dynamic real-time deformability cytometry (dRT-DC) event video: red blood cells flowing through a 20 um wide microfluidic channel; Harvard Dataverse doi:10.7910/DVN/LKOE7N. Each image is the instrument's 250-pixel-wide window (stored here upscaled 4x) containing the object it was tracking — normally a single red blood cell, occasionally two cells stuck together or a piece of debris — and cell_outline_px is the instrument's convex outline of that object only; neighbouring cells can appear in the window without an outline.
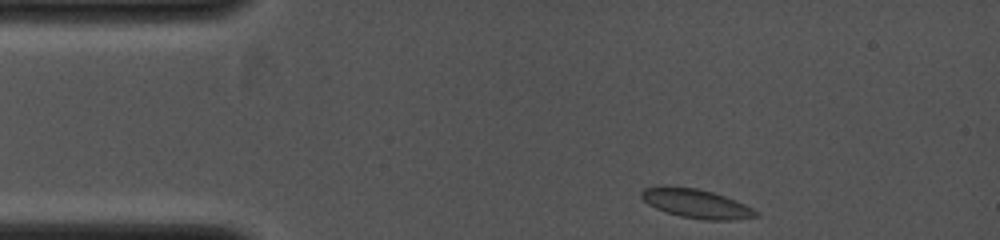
{"species": "common noctule bat (a hibernating species)", "species_latin": "Nyctalus noctula", "temperature_condition": "cold", "stored_images_in_passage": 29, "camera_frame_rate_fps": 4000, "um_per_image_px": 0.085, "animal": {"sex": "female", "body_mass_g": 19.0, "forearm_length_mm": 53.3}, "frame": {"image": 1, "passage_image": 1, "time_ms": 0.0, "image_size_px": [1000, 240], "cell_outline_px": [[760, 216], [728, 220], [704, 220], [680, 216], [656, 208], [648, 204], [640, 196], [640, 192], [644, 188], [696, 188], [712, 192], [736, 200], [752, 208]], "centroid_in_image_um": [59.22, 17.33], "position_along_channel_um": 25.8, "area_um2": 18.67}}
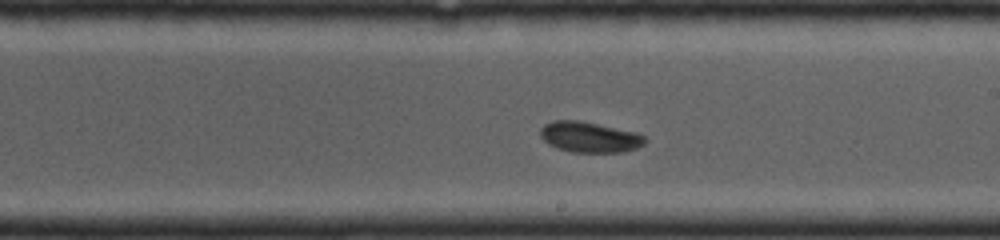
{"frame": {"image": 2, "passage_image": 18, "time_ms": 5.0, "image_size_px": [1000, 240], "cell_outline_px": [[644, 144], [636, 148], [624, 152], [572, 152], [548, 144], [540, 136], [540, 128], [544, 124], [552, 120], [580, 120], [636, 132], [644, 136]], "centroid_in_image_um": [50.08, 11.64], "position_along_channel_um": 238.9, "area_um2": 18.61}}
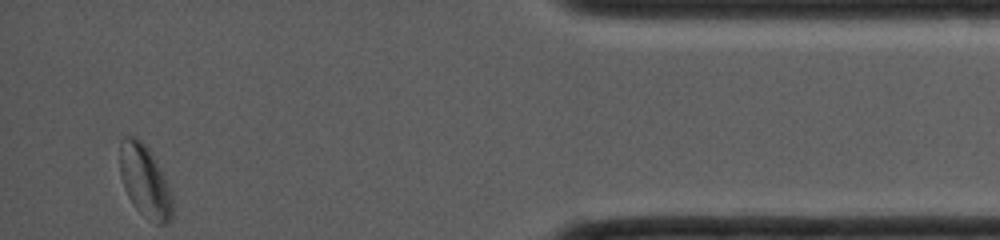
{"frame": {"image": 3, "passage_image": 29, "time_ms": 9.25, "image_size_px": [1000, 240], "cell_outline_px": [[172, 220], [168, 224], [156, 224], [144, 216], [136, 208], [128, 196], [124, 188], [120, 176], [120, 140], [124, 136], [132, 136], [140, 140], [148, 148], [172, 196]], "centroid_in_image_um": [12.28, 15.43], "position_along_channel_um": 422.9, "area_um2": 21.68}}